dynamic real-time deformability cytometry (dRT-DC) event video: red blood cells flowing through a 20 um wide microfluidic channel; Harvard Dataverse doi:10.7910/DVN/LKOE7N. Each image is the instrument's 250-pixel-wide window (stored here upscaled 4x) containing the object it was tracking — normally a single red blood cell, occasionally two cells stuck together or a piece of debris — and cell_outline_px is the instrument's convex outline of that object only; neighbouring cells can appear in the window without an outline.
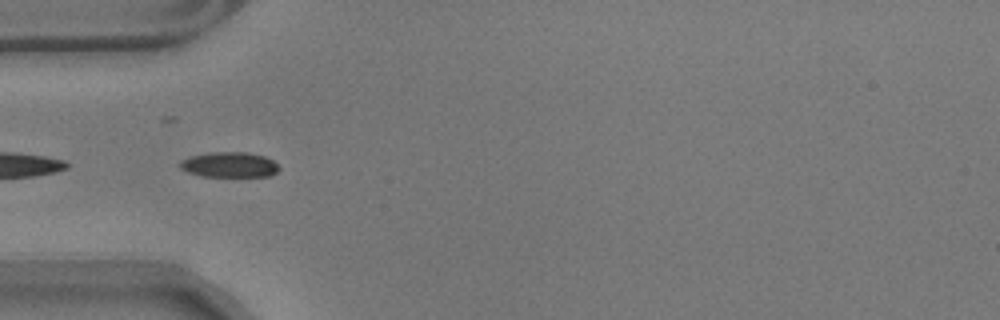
{"species": "common noctule bat (a hibernating species)", "species_latin": "Nyctalus noctula", "temperature_condition": "warm", "stored_images_in_passage": 8, "camera_frame_rate_fps": 3000, "um_per_image_px": 0.085, "animal": {"sex": "male", "body_mass_g": 17.9}, "frame": {"image": 1, "passage_image": 2, "time_ms": 0.333, "image_size_px": [1000, 320], "cell_outline_px": [[280, 168], [276, 172], [268, 176], [204, 176], [188, 172], [180, 168], [180, 160], [192, 156], [212, 152], [248, 152], [264, 156], [272, 160]], "centroid_in_image_um": [19.5, 13.99], "position_along_channel_um": 65.5, "area_um2": 14.39}}